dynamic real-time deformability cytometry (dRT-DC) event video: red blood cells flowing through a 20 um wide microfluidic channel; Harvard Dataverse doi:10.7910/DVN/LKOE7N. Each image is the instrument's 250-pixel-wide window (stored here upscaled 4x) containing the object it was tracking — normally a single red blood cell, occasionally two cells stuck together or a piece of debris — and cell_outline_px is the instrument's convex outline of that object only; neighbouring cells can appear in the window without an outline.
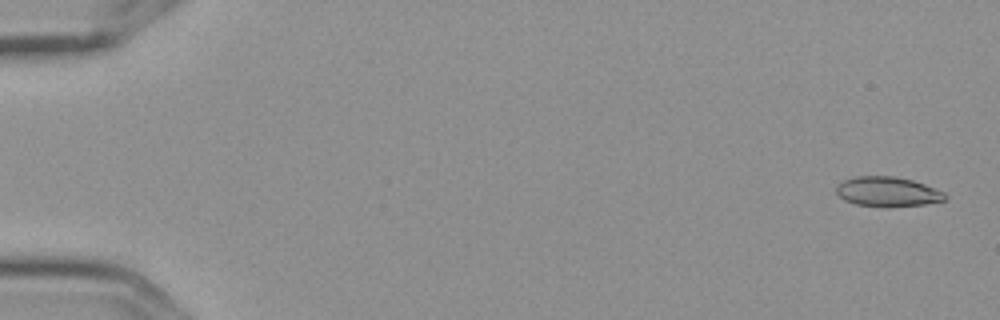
{"species": "Egyptian fruit bat (a non-hibernating species)", "species_latin": "Rousettus aegyptiacus", "temperature_condition": "cold", "stored_images_in_passage": 5, "camera_frame_rate_fps": 3000, "um_per_image_px": 0.085, "frame": {"image": 1, "passage_image": 1, "time_ms": 0.0, "image_size_px": [1000, 320], "cell_outline_px": [[948, 196], [944, 200], [924, 204], [888, 208], [856, 204], [844, 200], [836, 192], [836, 188], [844, 180], [856, 176], [896, 176], [912, 180], [924, 184], [944, 192]], "centroid_in_image_um": [75.45, 16.3], "position_along_channel_um": 9.5, "area_um2": 18.9}}